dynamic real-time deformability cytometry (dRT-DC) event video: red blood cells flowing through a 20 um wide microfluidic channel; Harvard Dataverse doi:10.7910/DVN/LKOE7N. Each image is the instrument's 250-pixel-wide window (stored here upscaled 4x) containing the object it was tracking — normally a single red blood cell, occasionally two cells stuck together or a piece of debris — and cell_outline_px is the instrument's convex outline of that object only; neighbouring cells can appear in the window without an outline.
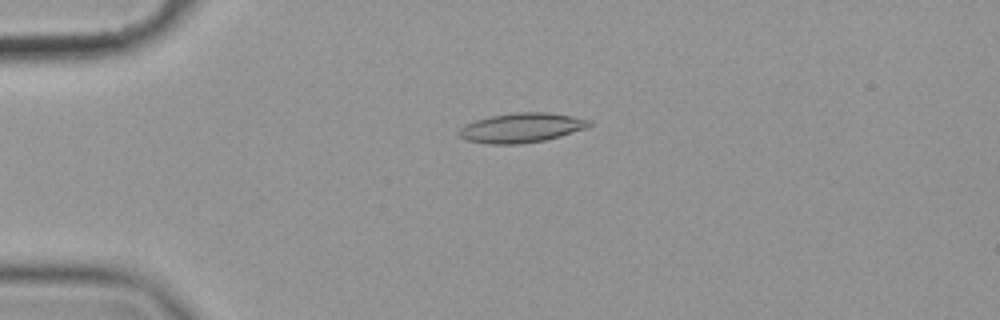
{"species": "common noctule bat (a hibernating species)", "species_latin": "Nyctalus noctula", "temperature_condition": "cold", "stored_images_in_passage": 50, "camera_frame_rate_fps": 3000, "um_per_image_px": 0.085, "animal": {"sex": "female", "body_mass_g": 19.9}, "frame": {"image": 1, "passage_image": 7, "time_ms": 2.0, "image_size_px": [1000, 320], "cell_outline_px": [[592, 124], [584, 128], [560, 136], [544, 140], [520, 144], [488, 144], [468, 140], [460, 136], [460, 128], [464, 124], [488, 116], [516, 112], [548, 112], [572, 116], [592, 120]], "centroid_in_image_um": [44.32, 10.85], "position_along_channel_um": 40.7, "area_um2": 22.31}}
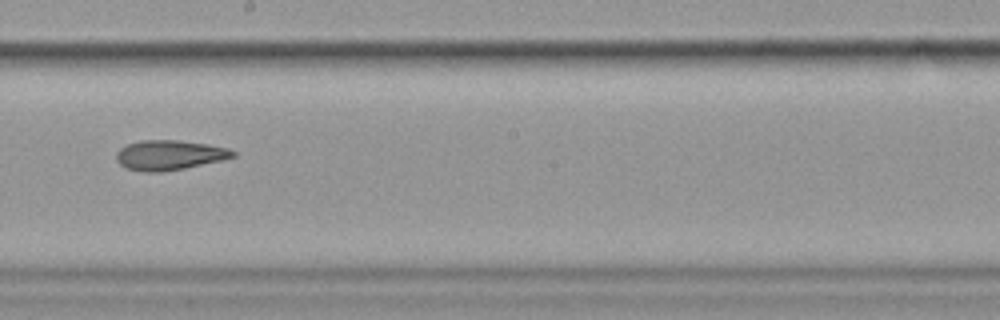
{"frame": {"image": 2, "passage_image": 26, "time_ms": 8.333, "image_size_px": [1000, 320], "cell_outline_px": [[236, 156], [224, 160], [184, 168], [160, 172], [144, 172], [124, 168], [116, 160], [116, 152], [120, 148], [128, 144], [140, 140], [180, 140], [208, 144], [228, 148], [236, 152]], "centroid_in_image_um": [14.4, 13.18], "position_along_channel_um": 233.8, "area_um2": 20.46}}
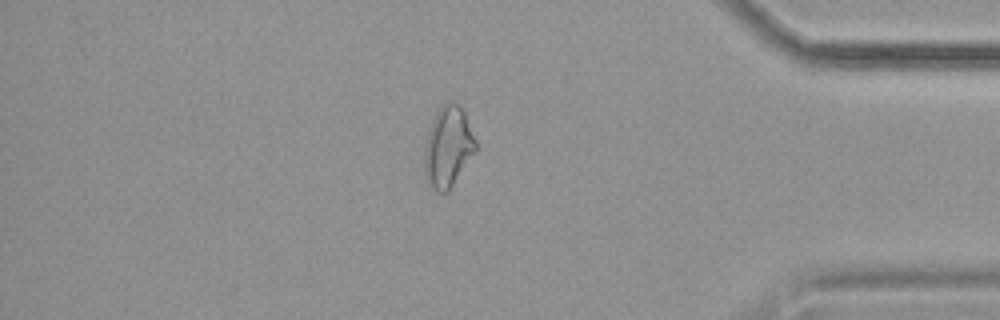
{"frame": {"image": 3, "passage_image": 42, "time_ms": 13.667, "image_size_px": [1000, 320], "cell_outline_px": [[476, 148], [448, 192], [440, 192], [432, 188], [428, 184], [424, 176], [424, 148], [428, 132], [432, 120], [440, 104], [448, 100], [460, 104], [464, 112], [476, 140]], "centroid_in_image_um": [38.05, 12.44], "position_along_channel_um": 397.2, "area_um2": 24.1}, "authors_computed_cell_mechanics": {"area_um2": 20.9814, "velocity_mm_per_s": 3.558, "shape_relaxation_time_tau1_ms": null, "shape_relaxation_time_tau2_ms": 4.3938, "deformation_change_tau1": null, "deformation_change_tau2": 0.1347}}